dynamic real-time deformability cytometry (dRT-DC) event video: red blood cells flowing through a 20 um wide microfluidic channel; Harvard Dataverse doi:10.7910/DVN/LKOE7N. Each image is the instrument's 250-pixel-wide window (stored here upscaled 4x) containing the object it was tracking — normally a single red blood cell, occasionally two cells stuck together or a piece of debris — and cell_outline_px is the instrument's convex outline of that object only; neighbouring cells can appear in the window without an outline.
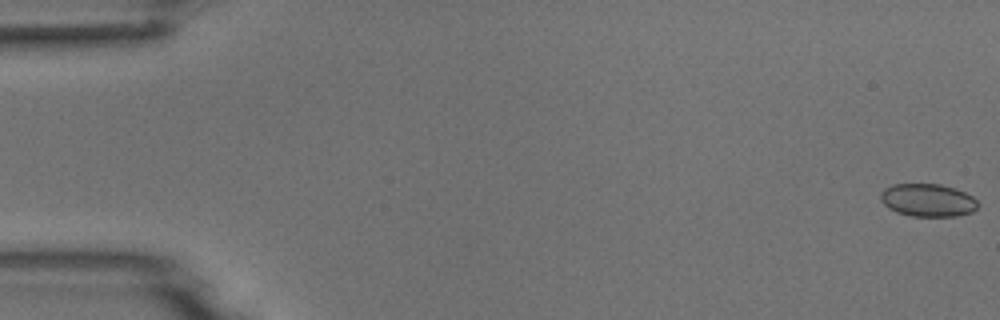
{"species": "common noctule bat (a hibernating species)", "species_latin": "Nyctalus noctula", "temperature_condition": "room temperature", "stored_images_in_passage": 54, "camera_frame_rate_fps": 3000, "um_per_image_px": 0.085, "animal": {"sex": "male", "body_mass_g": 18.8}, "frame": {"image": 1, "passage_image": 1, "time_ms": 0.0, "image_size_px": [1000, 320], "cell_outline_px": [[976, 208], [972, 212], [956, 216], [912, 216], [896, 212], [888, 208], [880, 200], [880, 192], [884, 188], [892, 184], [940, 184], [956, 188], [972, 196], [976, 200]], "centroid_in_image_um": [78.82, 17.01], "position_along_channel_um": 6.2, "area_um2": 18.67}}
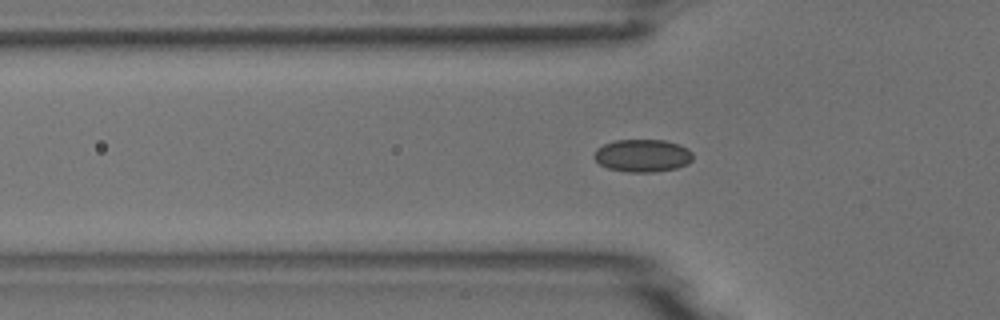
{"frame": {"image": 2, "passage_image": 18, "time_ms": 5.667, "image_size_px": [1000, 320], "cell_outline_px": [[692, 160], [688, 164], [676, 168], [652, 172], [628, 172], [608, 168], [600, 164], [592, 156], [596, 148], [604, 144], [616, 140], [664, 140], [680, 144], [688, 148], [692, 152]], "centroid_in_image_um": [54.62, 13.22], "position_along_channel_um": 71.2, "area_um2": 18.9}}
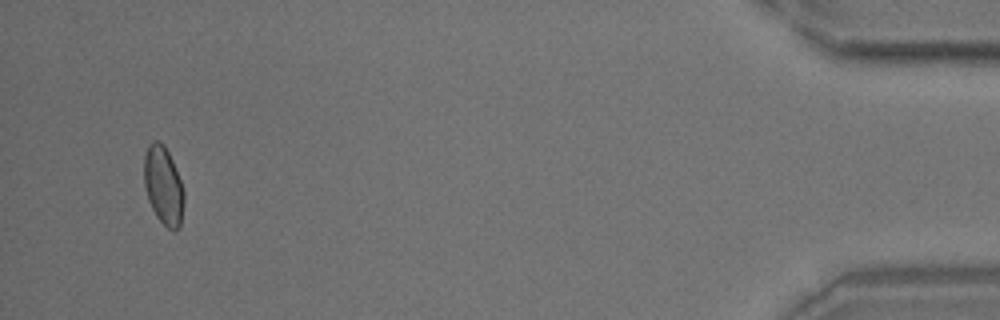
{"frame": {"image": 3, "passage_image": 52, "time_ms": 17.0, "image_size_px": [1000, 320], "cell_outline_px": [[184, 204], [180, 228], [176, 232], [172, 232], [156, 216], [148, 200], [144, 184], [144, 156], [148, 144], [152, 140], [156, 140], [164, 144], [172, 160], [180, 180], [184, 192]], "centroid_in_image_um": [13.89, 15.79], "position_along_channel_um": 421.3, "area_um2": 18.38}}